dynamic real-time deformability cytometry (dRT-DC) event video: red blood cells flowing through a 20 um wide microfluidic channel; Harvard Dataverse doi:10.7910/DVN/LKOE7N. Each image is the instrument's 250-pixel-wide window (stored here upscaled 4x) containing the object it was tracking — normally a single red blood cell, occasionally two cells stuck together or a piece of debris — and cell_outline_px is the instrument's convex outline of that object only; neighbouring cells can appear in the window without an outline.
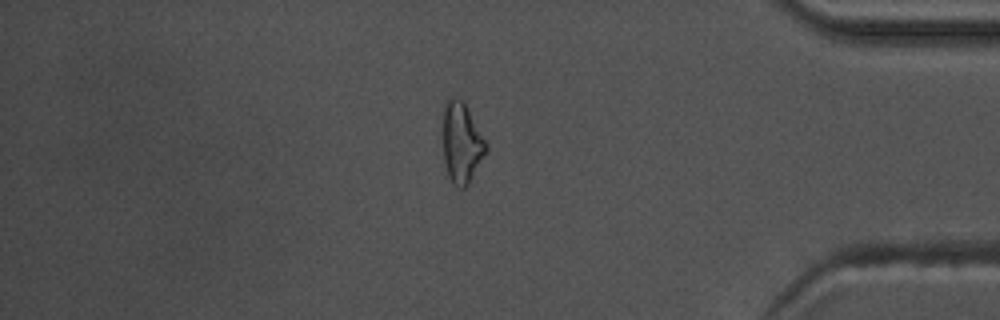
{"species": "common noctule bat (a hibernating species)", "species_latin": "Nyctalus noctula", "temperature_condition": "warm", "stored_images_in_passage": 55, "camera_frame_rate_fps": 3000, "um_per_image_px": 0.085, "animal": {"sex": "male", "body_mass_g": 17.5, "forearm_length_mm": 52.3}, "frame": {"image": 1, "passage_image": 47, "time_ms": 15.333, "image_size_px": [1000, 320], "cell_outline_px": [[488, 148], [468, 184], [464, 188], [460, 188], [452, 184], [448, 176], [444, 160], [444, 104], [448, 96], [456, 96], [464, 100], [488, 144]], "centroid_in_image_um": [39.24, 12.09], "position_along_channel_um": 396.0, "area_um2": 20.35}, "authors_computed_cell_mechanics": {"area_um2": 18.7272, "velocity_mm_per_s": 3.747, "shape_relaxation_time_tau1_ms": null, "shape_relaxation_time_tau2_ms": 6.7077, "deformation_change_tau1": null, "deformation_change_tau2": 0.1945}}